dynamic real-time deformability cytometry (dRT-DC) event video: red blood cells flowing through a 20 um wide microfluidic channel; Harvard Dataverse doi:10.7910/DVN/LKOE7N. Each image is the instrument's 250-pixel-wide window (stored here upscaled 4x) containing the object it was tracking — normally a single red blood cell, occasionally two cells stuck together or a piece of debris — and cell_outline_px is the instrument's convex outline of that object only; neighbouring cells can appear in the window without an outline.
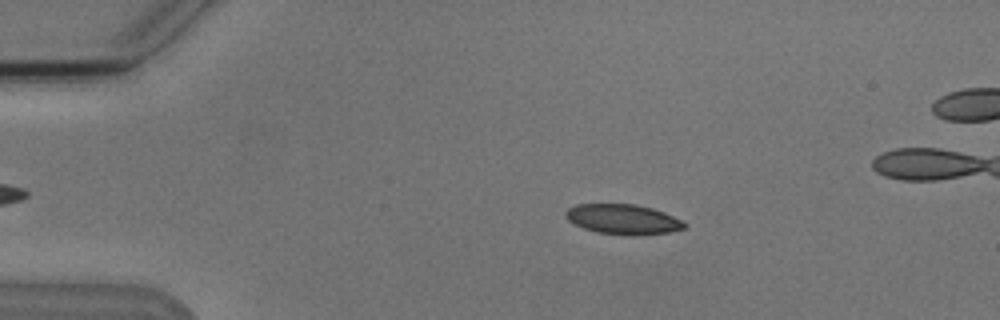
{"species": "Egyptian fruit bat (a non-hibernating species)", "species_latin": "Rousettus aegyptiacus", "temperature_condition": "cold", "stored_images_in_passage": 9, "camera_frame_rate_fps": 3000, "um_per_image_px": 0.085, "animal": {"sex": "male"}, "frame": {"image": 1, "passage_image": 2, "time_ms": 1.333, "image_size_px": [1000, 320], "cell_outline_px": [[688, 224], [684, 228], [668, 232], [596, 232], [584, 228], [568, 220], [564, 216], [564, 212], [568, 208], [576, 204], [636, 204], [652, 208], [664, 212]], "centroid_in_image_um": [52.89, 18.57], "position_along_channel_um": 32.1, "area_um2": 19.71}}
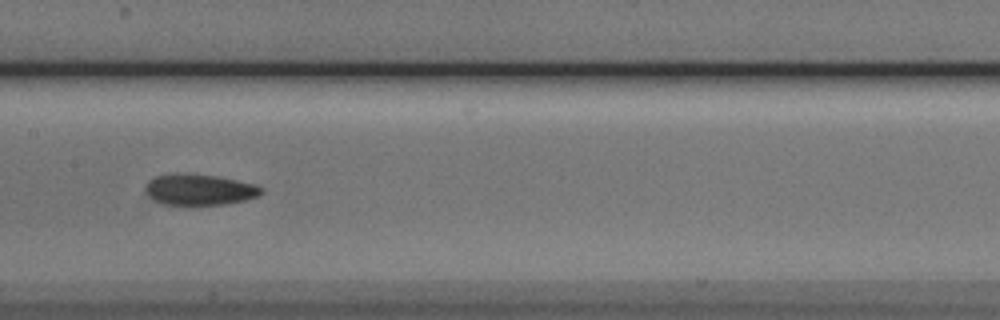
{"frame": {"image": 2, "passage_image": 7, "time_ms": 7.0, "image_size_px": [1000, 320], "cell_outline_px": [[264, 192], [256, 196], [244, 200], [224, 204], [160, 204], [152, 200], [148, 196], [144, 188], [148, 180], [156, 176], [220, 176], [256, 184], [264, 188]], "centroid_in_image_um": [16.98, 16.15], "position_along_channel_um": 190.4, "area_um2": 20.29}}
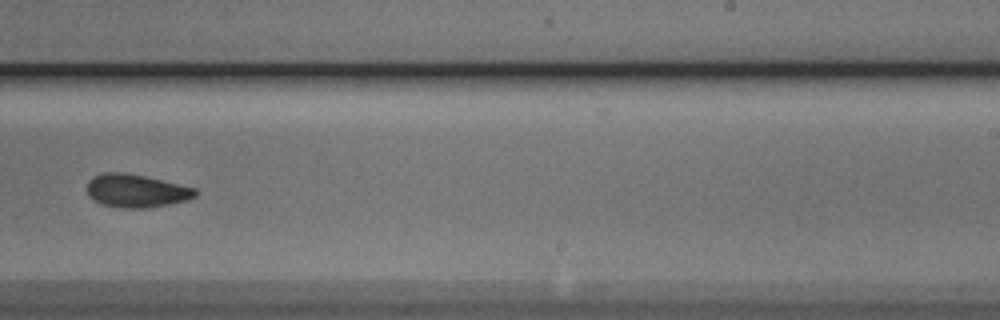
{"frame": {"image": 3, "passage_image": 9, "time_ms": 9.333, "image_size_px": [1000, 320], "cell_outline_px": [[196, 196], [184, 200], [168, 204], [144, 208], [120, 208], [100, 204], [88, 196], [88, 180], [92, 176], [104, 172], [124, 172], [144, 176], [196, 188]], "centroid_in_image_um": [11.52, 16.21], "position_along_channel_um": 277.5, "area_um2": 20.81}}